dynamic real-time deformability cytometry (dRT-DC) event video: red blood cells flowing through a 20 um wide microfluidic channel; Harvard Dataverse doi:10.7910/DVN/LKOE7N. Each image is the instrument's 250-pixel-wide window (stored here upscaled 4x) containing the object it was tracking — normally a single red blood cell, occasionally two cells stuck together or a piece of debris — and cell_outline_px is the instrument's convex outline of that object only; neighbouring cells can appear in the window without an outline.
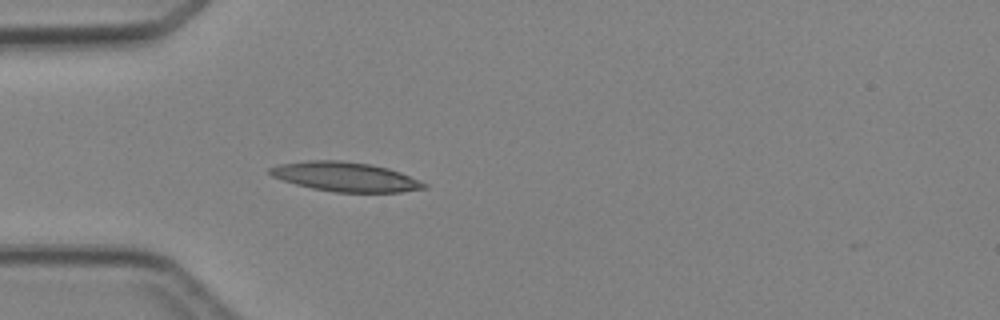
{"species": "Egyptian fruit bat (a non-hibernating species)", "species_latin": "Rousettus aegyptiacus", "temperature_condition": "cold", "stored_images_in_passage": 4, "camera_frame_rate_fps": 3000, "um_per_image_px": 0.085, "animal": {"sex": "female"}, "frame": {"image": 1, "passage_image": 4, "time_ms": 3.333, "image_size_px": [1000, 320], "cell_outline_px": [[428, 188], [400, 192], [336, 192], [312, 188], [296, 184], [272, 176], [268, 172], [268, 168], [280, 164], [308, 160], [340, 160], [372, 164], [388, 168], [400, 172], [428, 184]], "centroid_in_image_um": [29.37, 15.02], "position_along_channel_um": 55.6, "area_um2": 26.36}}